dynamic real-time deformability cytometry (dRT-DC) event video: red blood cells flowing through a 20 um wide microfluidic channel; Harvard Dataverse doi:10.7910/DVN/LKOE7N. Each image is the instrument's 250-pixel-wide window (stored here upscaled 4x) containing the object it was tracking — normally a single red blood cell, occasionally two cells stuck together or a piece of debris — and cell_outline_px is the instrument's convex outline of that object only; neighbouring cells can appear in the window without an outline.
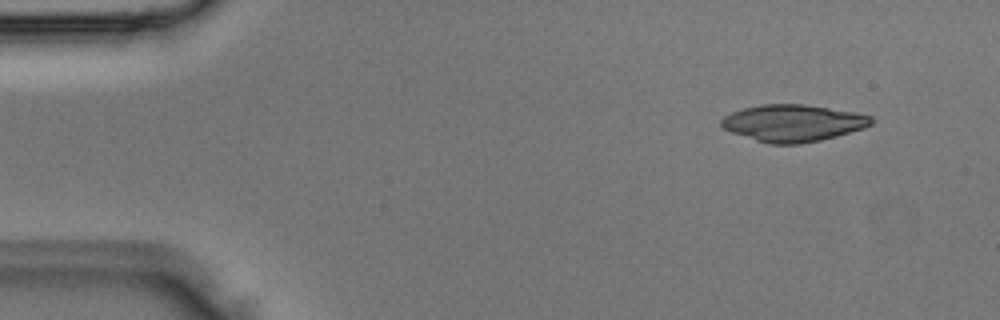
{"species": "Egyptian fruit bat (a non-hibernating species)", "species_latin": "Rousettus aegyptiacus", "temperature_condition": "room temperature", "stored_images_in_passage": 3, "camera_frame_rate_fps": 3000, "um_per_image_px": 0.085, "animal": {"sex": "male"}, "frame": {"image": 1, "passage_image": 1, "time_ms": 0.0, "image_size_px": [1000, 320], "cell_outline_px": [[872, 124], [864, 128], [836, 136], [820, 140], [800, 144], [768, 144], [732, 132], [724, 128], [720, 124], [720, 120], [724, 116], [732, 112], [744, 108], [760, 104], [804, 104], [856, 112], [872, 116]], "centroid_in_image_um": [67.41, 10.45], "position_along_channel_um": 17.6, "area_um2": 32.19}}